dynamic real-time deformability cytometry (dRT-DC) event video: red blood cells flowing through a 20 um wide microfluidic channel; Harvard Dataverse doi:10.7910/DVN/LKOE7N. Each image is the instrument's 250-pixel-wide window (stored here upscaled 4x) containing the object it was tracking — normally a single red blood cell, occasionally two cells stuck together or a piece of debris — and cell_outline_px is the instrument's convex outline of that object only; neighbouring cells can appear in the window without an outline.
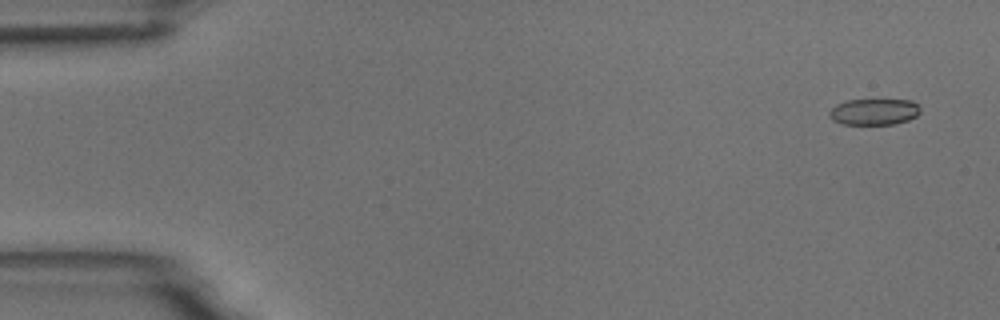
{"species": "common noctule bat (a hibernating species)", "species_latin": "Nyctalus noctula", "temperature_condition": "room temperature", "stored_images_in_passage": 5, "camera_frame_rate_fps": 3000, "um_per_image_px": 0.085, "animal": {"sex": "male", "body_mass_g": 18.8}, "frame": {"image": 1, "passage_image": 1, "time_ms": 0.0, "image_size_px": [1000, 320], "cell_outline_px": [[920, 112], [916, 116], [908, 120], [892, 124], [844, 124], [832, 120], [828, 116], [828, 112], [836, 104], [848, 100], [912, 100], [920, 108]], "centroid_in_image_um": [74.27, 9.5], "position_along_channel_um": 10.7, "area_um2": 13.87}}
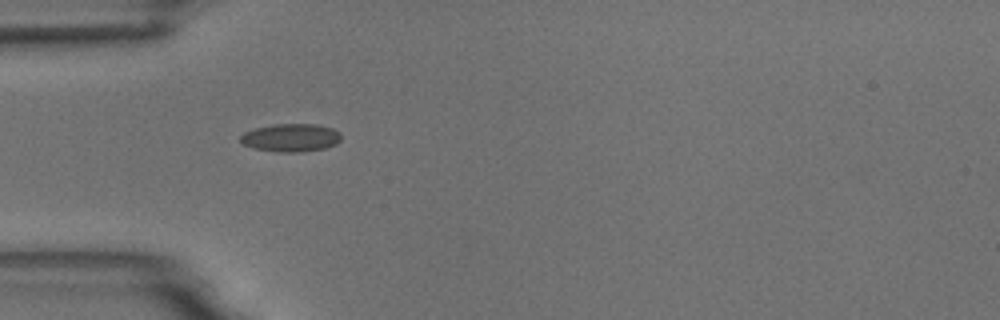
{"frame": {"image": 2, "passage_image": 5, "time_ms": 4.667, "image_size_px": [1000, 320], "cell_outline_px": [[340, 140], [336, 144], [324, 148], [304, 152], [280, 152], [252, 148], [244, 144], [240, 140], [240, 136], [244, 132], [256, 128], [272, 124], [316, 124], [332, 128], [340, 132]], "centroid_in_image_um": [24.72, 11.7], "position_along_channel_um": 60.3, "area_um2": 16.47}}